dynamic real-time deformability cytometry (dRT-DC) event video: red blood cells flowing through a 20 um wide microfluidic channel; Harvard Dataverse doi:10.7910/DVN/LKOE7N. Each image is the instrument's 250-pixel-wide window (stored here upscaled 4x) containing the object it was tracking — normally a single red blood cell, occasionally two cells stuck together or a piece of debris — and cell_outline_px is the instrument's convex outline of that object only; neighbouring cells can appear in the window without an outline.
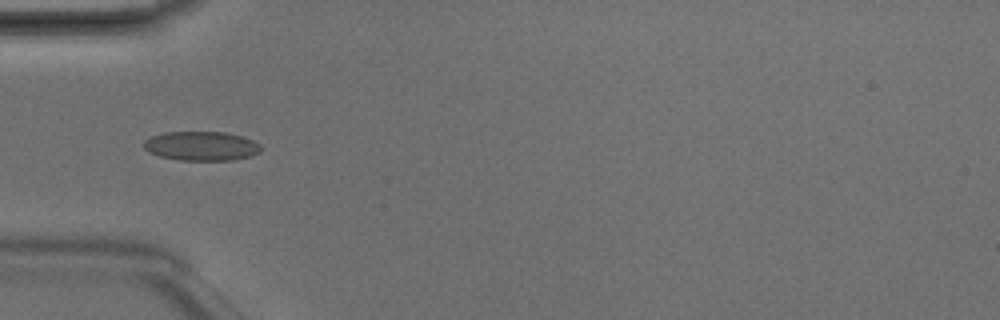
{"species": "Egyptian fruit bat (a non-hibernating species)", "species_latin": "Rousettus aegyptiacus", "temperature_condition": "room temperature", "stored_images_in_passage": 4, "camera_frame_rate_fps": 3000, "um_per_image_px": 0.085, "animal": {"sex": "male"}, "frame": {"image": 1, "passage_image": 3, "time_ms": 0.667, "image_size_px": [1000, 320], "cell_outline_px": [[260, 152], [252, 156], [232, 160], [180, 160], [160, 156], [148, 152], [144, 148], [144, 140], [152, 136], [164, 132], [224, 132], [240, 136], [252, 140], [260, 144]], "centroid_in_image_um": [17.11, 12.41], "position_along_channel_um": 67.9, "area_um2": 19.88}}